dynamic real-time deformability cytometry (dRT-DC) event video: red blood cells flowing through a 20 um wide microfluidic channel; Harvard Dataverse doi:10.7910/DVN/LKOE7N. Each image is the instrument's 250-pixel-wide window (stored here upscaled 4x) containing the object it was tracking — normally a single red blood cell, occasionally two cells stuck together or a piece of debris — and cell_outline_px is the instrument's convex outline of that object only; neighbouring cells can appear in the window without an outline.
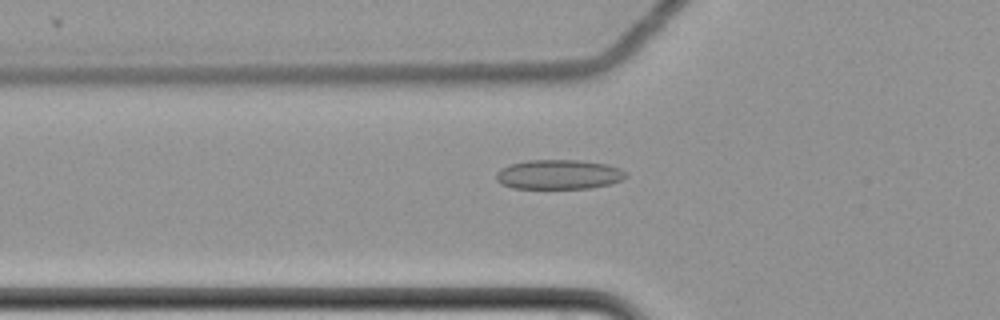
{"species": "common noctule bat (a hibernating species)", "species_latin": "Nyctalus noctula", "temperature_condition": "cold", "stored_images_in_passage": 60, "camera_frame_rate_fps": 3000, "um_per_image_px": 0.085, "animal": {"sex": "female", "body_mass_g": 22.7, "forearm_length_mm": 54.2}, "frame": {"image": 1, "passage_image": 22, "time_ms": 7.0, "image_size_px": [1000, 320], "cell_outline_px": [[628, 176], [620, 180], [608, 184], [588, 188], [512, 188], [500, 184], [496, 180], [496, 172], [500, 168], [512, 164], [528, 160], [580, 160], [608, 164], [620, 168], [628, 172]], "centroid_in_image_um": [47.49, 14.82], "position_along_channel_um": 78.3, "area_um2": 22.43}}
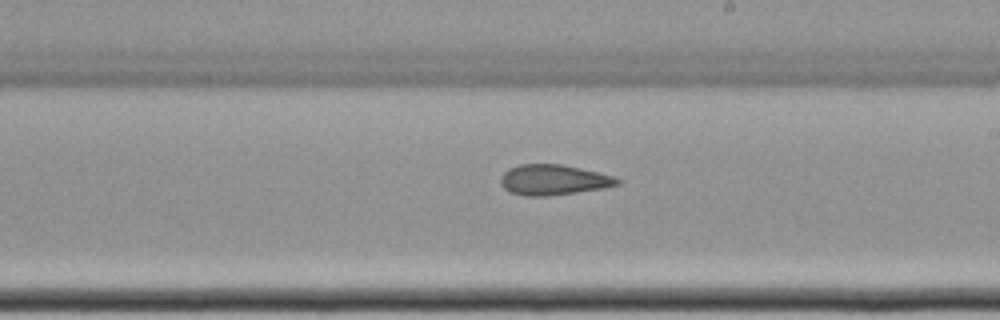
{"frame": {"image": 2, "passage_image": 36, "time_ms": 11.667, "image_size_px": [1000, 320], "cell_outline_px": [[620, 184], [604, 188], [548, 196], [524, 196], [508, 192], [500, 184], [500, 176], [508, 168], [520, 164], [564, 164], [616, 176], [620, 180]], "centroid_in_image_um": [47.03, 15.28], "position_along_channel_um": 242.0, "area_um2": 20.98}}
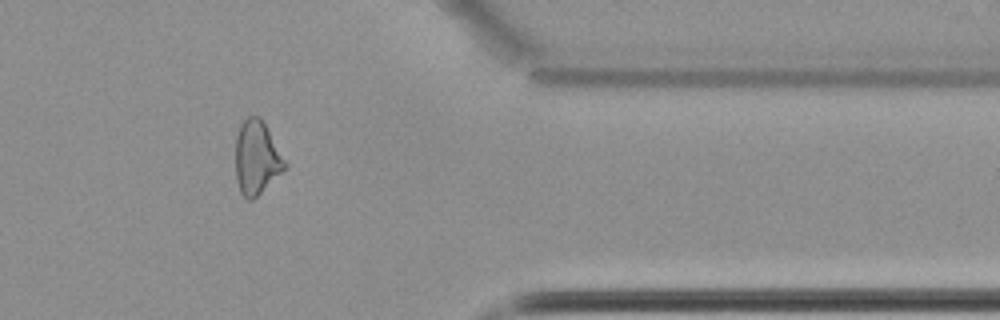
{"frame": {"image": 3, "passage_image": 50, "time_ms": 16.333, "image_size_px": [1000, 320], "cell_outline_px": [[288, 168], [252, 200], [248, 200], [240, 192], [236, 180], [236, 136], [240, 124], [248, 116], [260, 116], [288, 164]], "centroid_in_image_um": [21.83, 13.41], "position_along_channel_um": 389.6, "area_um2": 21.27}, "authors_computed_cell_mechanics": {"area_um2": 22.0796, "velocity_mm_per_s": 3.5107, "shape_relaxation_time_tau1_ms": null, "shape_relaxation_time_tau2_ms": 4.7236, "deformation_change_tau1": null, "deformation_change_tau2": 0.1252}}